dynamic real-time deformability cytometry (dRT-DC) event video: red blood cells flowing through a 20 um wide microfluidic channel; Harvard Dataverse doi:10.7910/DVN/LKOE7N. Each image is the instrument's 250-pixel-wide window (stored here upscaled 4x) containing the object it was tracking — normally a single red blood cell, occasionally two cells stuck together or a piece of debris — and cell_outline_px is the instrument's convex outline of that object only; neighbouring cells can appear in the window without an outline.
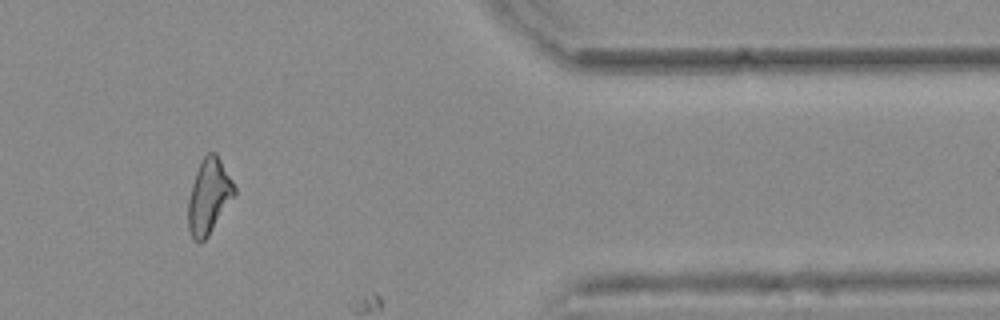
{"species": "common noctule bat (a hibernating species)", "species_latin": "Nyctalus noctula", "temperature_condition": "warm", "stored_images_in_passage": 49, "camera_frame_rate_fps": 3000, "um_per_image_px": 0.085, "animal": {"sex": "female", "body_mass_g": 25.1}, "frame": {"image": 1, "passage_image": 46, "time_ms": 15.0, "image_size_px": [1000, 320], "cell_outline_px": [[236, 192], [208, 236], [200, 244], [192, 240], [188, 232], [188, 200], [192, 184], [196, 172], [204, 156], [208, 152], [216, 152], [232, 180], [236, 188]], "centroid_in_image_um": [17.73, 16.72], "position_along_channel_um": 393.7, "area_um2": 20.06}}